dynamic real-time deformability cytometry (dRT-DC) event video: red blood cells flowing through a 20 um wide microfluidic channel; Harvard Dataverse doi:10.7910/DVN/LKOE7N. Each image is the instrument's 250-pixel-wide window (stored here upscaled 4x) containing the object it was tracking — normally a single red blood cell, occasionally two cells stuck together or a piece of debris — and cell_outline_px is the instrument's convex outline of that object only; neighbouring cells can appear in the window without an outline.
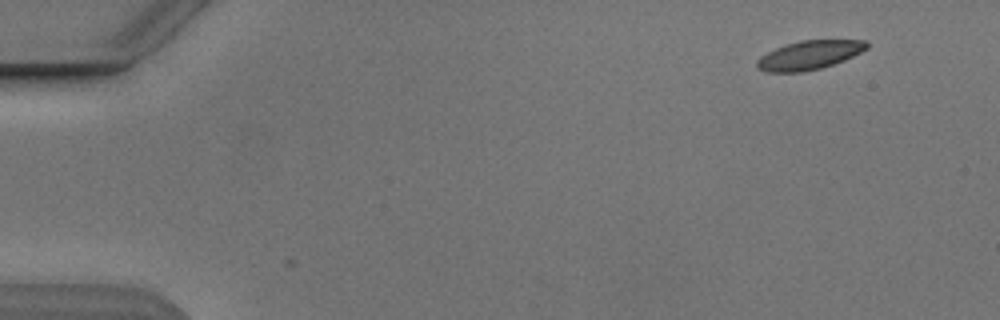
{"species": "Egyptian fruit bat (a non-hibernating species)", "species_latin": "Rousettus aegyptiacus", "temperature_condition": "cold", "stored_images_in_passage": 5, "camera_frame_rate_fps": 3000, "um_per_image_px": 0.085, "animal": {"sex": "male"}, "frame": {"image": 1, "passage_image": 1, "time_ms": 0.0, "image_size_px": [1000, 320], "cell_outline_px": [[868, 48], [844, 60], [820, 68], [804, 72], [768, 72], [756, 68], [756, 60], [760, 56], [784, 44], [800, 40], [868, 40]], "centroid_in_image_um": [68.76, 4.68], "position_along_channel_um": 16.2, "area_um2": 18.5}}
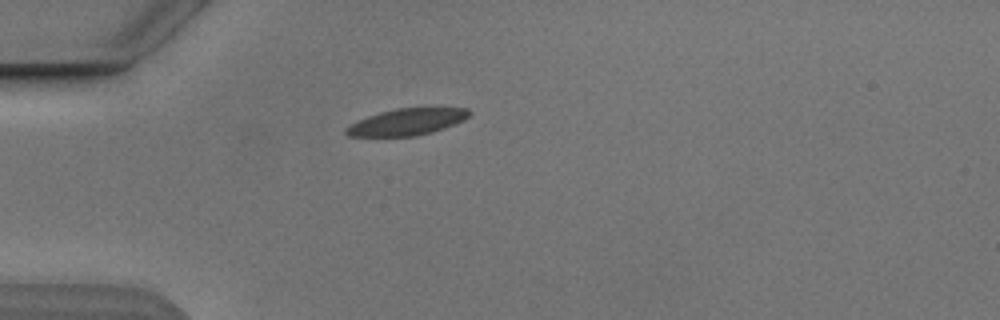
{"frame": {"image": 2, "passage_image": 4, "time_ms": 3.667, "image_size_px": [1000, 320], "cell_outline_px": [[472, 112], [464, 120], [444, 128], [432, 132], [416, 136], [348, 136], [344, 132], [344, 128], [368, 116], [380, 112], [396, 108], [468, 108]], "centroid_in_image_um": [34.6, 10.36], "position_along_channel_um": 50.4, "area_um2": 18.96}}